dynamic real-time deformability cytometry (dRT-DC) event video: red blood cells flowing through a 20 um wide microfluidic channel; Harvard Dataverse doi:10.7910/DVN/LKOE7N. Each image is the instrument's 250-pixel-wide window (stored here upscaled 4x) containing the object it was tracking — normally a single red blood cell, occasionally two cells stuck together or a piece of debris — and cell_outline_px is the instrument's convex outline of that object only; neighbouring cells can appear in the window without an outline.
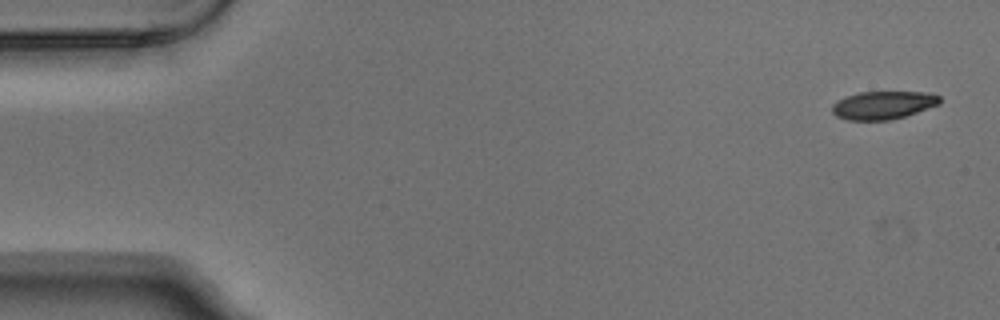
{"species": "Egyptian fruit bat (a non-hibernating species)", "species_latin": "Rousettus aegyptiacus", "temperature_condition": "warm", "stored_images_in_passage": 4, "camera_frame_rate_fps": 3000, "um_per_image_px": 0.085, "animal": {"sex": "male"}, "frame": {"image": 1, "passage_image": 1, "time_ms": 0.0, "image_size_px": [1000, 320], "cell_outline_px": [[940, 104], [904, 116], [888, 120], [848, 120], [836, 116], [832, 112], [832, 104], [836, 100], [844, 96], [860, 92], [928, 92], [940, 96]], "centroid_in_image_um": [75.03, 8.93], "position_along_channel_um": 10.0, "area_um2": 17.63}}
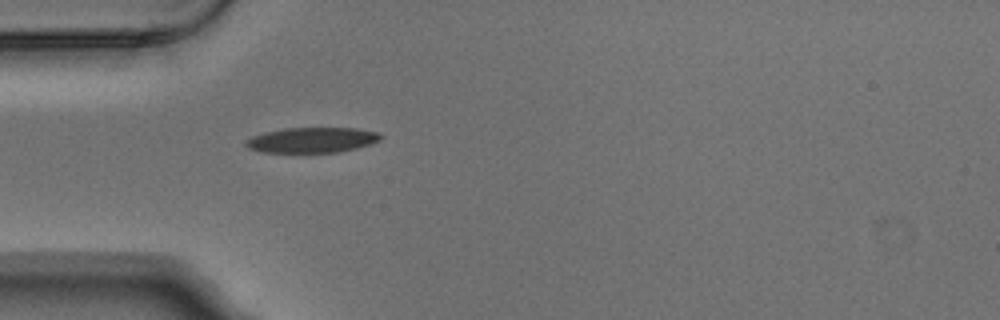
{"frame": {"image": 2, "passage_image": 4, "time_ms": 1.0, "image_size_px": [1000, 320], "cell_outline_px": [[380, 140], [356, 148], [340, 152], [264, 152], [248, 148], [244, 144], [244, 140], [252, 136], [284, 128], [356, 128], [376, 132], [380, 136]], "centroid_in_image_um": [26.48, 11.9], "position_along_channel_um": 58.5, "area_um2": 19.59}}